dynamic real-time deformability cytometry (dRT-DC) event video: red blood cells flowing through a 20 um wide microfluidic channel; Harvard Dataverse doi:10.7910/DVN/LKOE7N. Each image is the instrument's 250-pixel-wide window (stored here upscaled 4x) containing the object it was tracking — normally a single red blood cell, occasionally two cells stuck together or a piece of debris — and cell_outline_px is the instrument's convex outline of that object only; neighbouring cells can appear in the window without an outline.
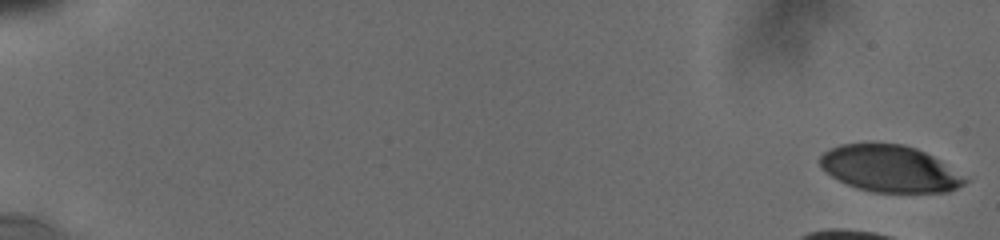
{"species": "human", "species_latin": "Homo sapiens", "temperature_condition": "cold", "stored_images_in_passage": 12, "camera_frame_rate_fps": 3000, "um_per_image_px": 0.085, "donor": {"sex": "male"}, "frame": {"image": 1, "passage_image": 1, "time_ms": 0.0, "image_size_px": [1000, 240], "cell_outline_px": [[968, 180], [964, 184], [948, 192], [872, 192], [856, 188], [832, 176], [820, 164], [820, 156], [824, 152], [840, 144], [904, 144], [916, 148], [932, 156]], "centroid_in_image_um": [75.61, 14.34], "position_along_channel_um": 9.4, "area_um2": 38.61}}